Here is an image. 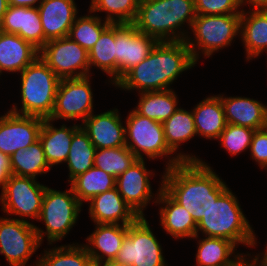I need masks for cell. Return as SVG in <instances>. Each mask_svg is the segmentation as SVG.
<instances>
[{"label": "cell", "mask_w": 267, "mask_h": 266, "mask_svg": "<svg viewBox=\"0 0 267 266\" xmlns=\"http://www.w3.org/2000/svg\"><path fill=\"white\" fill-rule=\"evenodd\" d=\"M161 179L162 188L192 215L196 223L206 215L213 200L228 189L205 161L182 162L165 169Z\"/></svg>", "instance_id": "cell-1"}, {"label": "cell", "mask_w": 267, "mask_h": 266, "mask_svg": "<svg viewBox=\"0 0 267 266\" xmlns=\"http://www.w3.org/2000/svg\"><path fill=\"white\" fill-rule=\"evenodd\" d=\"M197 64L186 41L158 42L150 54L131 68L114 86L125 91H162L184 71Z\"/></svg>", "instance_id": "cell-2"}, {"label": "cell", "mask_w": 267, "mask_h": 266, "mask_svg": "<svg viewBox=\"0 0 267 266\" xmlns=\"http://www.w3.org/2000/svg\"><path fill=\"white\" fill-rule=\"evenodd\" d=\"M195 17L194 0H140L133 25L158 42L185 41L189 31L181 27L191 29Z\"/></svg>", "instance_id": "cell-3"}, {"label": "cell", "mask_w": 267, "mask_h": 266, "mask_svg": "<svg viewBox=\"0 0 267 266\" xmlns=\"http://www.w3.org/2000/svg\"><path fill=\"white\" fill-rule=\"evenodd\" d=\"M249 223L237 197L228 188L217 200H213L206 215L197 223L193 239L199 238L201 232L203 236L228 239L236 246L255 247L256 235Z\"/></svg>", "instance_id": "cell-4"}, {"label": "cell", "mask_w": 267, "mask_h": 266, "mask_svg": "<svg viewBox=\"0 0 267 266\" xmlns=\"http://www.w3.org/2000/svg\"><path fill=\"white\" fill-rule=\"evenodd\" d=\"M126 147L137 157V159H148L169 157L166 168L169 169L182 162H202L195 155L185 153H174L169 149L164 138V127L161 122L141 116L134 109L125 119ZM169 155V156H168ZM170 156H172L170 158Z\"/></svg>", "instance_id": "cell-5"}, {"label": "cell", "mask_w": 267, "mask_h": 266, "mask_svg": "<svg viewBox=\"0 0 267 266\" xmlns=\"http://www.w3.org/2000/svg\"><path fill=\"white\" fill-rule=\"evenodd\" d=\"M21 104L9 110L20 115L36 116L43 119L51 117L60 78L38 56L20 72Z\"/></svg>", "instance_id": "cell-6"}, {"label": "cell", "mask_w": 267, "mask_h": 266, "mask_svg": "<svg viewBox=\"0 0 267 266\" xmlns=\"http://www.w3.org/2000/svg\"><path fill=\"white\" fill-rule=\"evenodd\" d=\"M240 23L241 14L196 15L191 27L194 39L189 35L185 40L195 62L201 54L210 57L229 47L240 36Z\"/></svg>", "instance_id": "cell-7"}, {"label": "cell", "mask_w": 267, "mask_h": 266, "mask_svg": "<svg viewBox=\"0 0 267 266\" xmlns=\"http://www.w3.org/2000/svg\"><path fill=\"white\" fill-rule=\"evenodd\" d=\"M82 204L78 201L72 187L65 191L46 186L38 220L43 221L46 231L35 225L38 240L42 244L47 236L48 244L61 241L69 234L78 220Z\"/></svg>", "instance_id": "cell-8"}, {"label": "cell", "mask_w": 267, "mask_h": 266, "mask_svg": "<svg viewBox=\"0 0 267 266\" xmlns=\"http://www.w3.org/2000/svg\"><path fill=\"white\" fill-rule=\"evenodd\" d=\"M162 246L145 216L128 225L127 235L114 261L124 266H167Z\"/></svg>", "instance_id": "cell-9"}, {"label": "cell", "mask_w": 267, "mask_h": 266, "mask_svg": "<svg viewBox=\"0 0 267 266\" xmlns=\"http://www.w3.org/2000/svg\"><path fill=\"white\" fill-rule=\"evenodd\" d=\"M36 180L13 174L9 176L0 195L2 210L7 216H19L18 219L24 221L27 218L38 220L46 186Z\"/></svg>", "instance_id": "cell-10"}, {"label": "cell", "mask_w": 267, "mask_h": 266, "mask_svg": "<svg viewBox=\"0 0 267 266\" xmlns=\"http://www.w3.org/2000/svg\"><path fill=\"white\" fill-rule=\"evenodd\" d=\"M39 56L60 79L92 75L88 51L69 37L47 41Z\"/></svg>", "instance_id": "cell-11"}, {"label": "cell", "mask_w": 267, "mask_h": 266, "mask_svg": "<svg viewBox=\"0 0 267 266\" xmlns=\"http://www.w3.org/2000/svg\"><path fill=\"white\" fill-rule=\"evenodd\" d=\"M40 246L34 224L15 217H0V254L10 266H26Z\"/></svg>", "instance_id": "cell-12"}, {"label": "cell", "mask_w": 267, "mask_h": 266, "mask_svg": "<svg viewBox=\"0 0 267 266\" xmlns=\"http://www.w3.org/2000/svg\"><path fill=\"white\" fill-rule=\"evenodd\" d=\"M90 78L91 76H86L60 80L50 120L81 119L83 122L94 112Z\"/></svg>", "instance_id": "cell-13"}, {"label": "cell", "mask_w": 267, "mask_h": 266, "mask_svg": "<svg viewBox=\"0 0 267 266\" xmlns=\"http://www.w3.org/2000/svg\"><path fill=\"white\" fill-rule=\"evenodd\" d=\"M116 83L144 60L158 41L143 34L133 24H115Z\"/></svg>", "instance_id": "cell-14"}, {"label": "cell", "mask_w": 267, "mask_h": 266, "mask_svg": "<svg viewBox=\"0 0 267 266\" xmlns=\"http://www.w3.org/2000/svg\"><path fill=\"white\" fill-rule=\"evenodd\" d=\"M43 118L8 111L0 116V152L11 156L39 139Z\"/></svg>", "instance_id": "cell-15"}, {"label": "cell", "mask_w": 267, "mask_h": 266, "mask_svg": "<svg viewBox=\"0 0 267 266\" xmlns=\"http://www.w3.org/2000/svg\"><path fill=\"white\" fill-rule=\"evenodd\" d=\"M145 163L144 159H137L116 178L118 192L138 216H145L144 209L152 197L155 198L149 179L154 173L145 167Z\"/></svg>", "instance_id": "cell-16"}, {"label": "cell", "mask_w": 267, "mask_h": 266, "mask_svg": "<svg viewBox=\"0 0 267 266\" xmlns=\"http://www.w3.org/2000/svg\"><path fill=\"white\" fill-rule=\"evenodd\" d=\"M119 110L114 108L100 114L91 113L81 125L96 149L126 146L125 126Z\"/></svg>", "instance_id": "cell-17"}, {"label": "cell", "mask_w": 267, "mask_h": 266, "mask_svg": "<svg viewBox=\"0 0 267 266\" xmlns=\"http://www.w3.org/2000/svg\"><path fill=\"white\" fill-rule=\"evenodd\" d=\"M47 41L68 37L78 9L74 0H43L37 7Z\"/></svg>", "instance_id": "cell-18"}, {"label": "cell", "mask_w": 267, "mask_h": 266, "mask_svg": "<svg viewBox=\"0 0 267 266\" xmlns=\"http://www.w3.org/2000/svg\"><path fill=\"white\" fill-rule=\"evenodd\" d=\"M160 185L153 203L162 205L159 208L161 226L175 239L194 238L197 223L192 215L162 188V181Z\"/></svg>", "instance_id": "cell-19"}, {"label": "cell", "mask_w": 267, "mask_h": 266, "mask_svg": "<svg viewBox=\"0 0 267 266\" xmlns=\"http://www.w3.org/2000/svg\"><path fill=\"white\" fill-rule=\"evenodd\" d=\"M0 31L17 34L38 50L44 46V31L37 7L9 5L0 24Z\"/></svg>", "instance_id": "cell-20"}, {"label": "cell", "mask_w": 267, "mask_h": 266, "mask_svg": "<svg viewBox=\"0 0 267 266\" xmlns=\"http://www.w3.org/2000/svg\"><path fill=\"white\" fill-rule=\"evenodd\" d=\"M88 202V213L95 224L129 225L139 217L124 201L116 187L92 197Z\"/></svg>", "instance_id": "cell-21"}, {"label": "cell", "mask_w": 267, "mask_h": 266, "mask_svg": "<svg viewBox=\"0 0 267 266\" xmlns=\"http://www.w3.org/2000/svg\"><path fill=\"white\" fill-rule=\"evenodd\" d=\"M221 98L227 123L258 130L266 127L267 106L247 97Z\"/></svg>", "instance_id": "cell-22"}, {"label": "cell", "mask_w": 267, "mask_h": 266, "mask_svg": "<svg viewBox=\"0 0 267 266\" xmlns=\"http://www.w3.org/2000/svg\"><path fill=\"white\" fill-rule=\"evenodd\" d=\"M128 225L95 224V230L84 244L92 261L114 260L127 235Z\"/></svg>", "instance_id": "cell-23"}, {"label": "cell", "mask_w": 267, "mask_h": 266, "mask_svg": "<svg viewBox=\"0 0 267 266\" xmlns=\"http://www.w3.org/2000/svg\"><path fill=\"white\" fill-rule=\"evenodd\" d=\"M39 56V50L17 34L0 31V75L21 72Z\"/></svg>", "instance_id": "cell-24"}, {"label": "cell", "mask_w": 267, "mask_h": 266, "mask_svg": "<svg viewBox=\"0 0 267 266\" xmlns=\"http://www.w3.org/2000/svg\"><path fill=\"white\" fill-rule=\"evenodd\" d=\"M52 122L50 119H44L39 133V140L50 167L66 162L73 134L81 127L78 124L71 127L63 124L57 128Z\"/></svg>", "instance_id": "cell-25"}, {"label": "cell", "mask_w": 267, "mask_h": 266, "mask_svg": "<svg viewBox=\"0 0 267 266\" xmlns=\"http://www.w3.org/2000/svg\"><path fill=\"white\" fill-rule=\"evenodd\" d=\"M239 37L245 48L246 61L267 53V10L242 9Z\"/></svg>", "instance_id": "cell-26"}, {"label": "cell", "mask_w": 267, "mask_h": 266, "mask_svg": "<svg viewBox=\"0 0 267 266\" xmlns=\"http://www.w3.org/2000/svg\"><path fill=\"white\" fill-rule=\"evenodd\" d=\"M197 243L196 266H236L251 255L236 253L237 246L225 238L205 236Z\"/></svg>", "instance_id": "cell-27"}, {"label": "cell", "mask_w": 267, "mask_h": 266, "mask_svg": "<svg viewBox=\"0 0 267 266\" xmlns=\"http://www.w3.org/2000/svg\"><path fill=\"white\" fill-rule=\"evenodd\" d=\"M197 136L217 140L226 128L224 107L218 95L200 101L192 110Z\"/></svg>", "instance_id": "cell-28"}, {"label": "cell", "mask_w": 267, "mask_h": 266, "mask_svg": "<svg viewBox=\"0 0 267 266\" xmlns=\"http://www.w3.org/2000/svg\"><path fill=\"white\" fill-rule=\"evenodd\" d=\"M135 111L163 123L178 109V95L173 89L141 92Z\"/></svg>", "instance_id": "cell-29"}, {"label": "cell", "mask_w": 267, "mask_h": 266, "mask_svg": "<svg viewBox=\"0 0 267 266\" xmlns=\"http://www.w3.org/2000/svg\"><path fill=\"white\" fill-rule=\"evenodd\" d=\"M52 168L46 161L42 143L38 139L26 149H18L10 156L11 174L37 178Z\"/></svg>", "instance_id": "cell-30"}, {"label": "cell", "mask_w": 267, "mask_h": 266, "mask_svg": "<svg viewBox=\"0 0 267 266\" xmlns=\"http://www.w3.org/2000/svg\"><path fill=\"white\" fill-rule=\"evenodd\" d=\"M70 185L78 201L88 202L92 197L116 187V178L95 166L75 177Z\"/></svg>", "instance_id": "cell-31"}, {"label": "cell", "mask_w": 267, "mask_h": 266, "mask_svg": "<svg viewBox=\"0 0 267 266\" xmlns=\"http://www.w3.org/2000/svg\"><path fill=\"white\" fill-rule=\"evenodd\" d=\"M116 41L115 24H111L88 51L90 69L97 67L110 76L112 85L116 84Z\"/></svg>", "instance_id": "cell-32"}, {"label": "cell", "mask_w": 267, "mask_h": 266, "mask_svg": "<svg viewBox=\"0 0 267 266\" xmlns=\"http://www.w3.org/2000/svg\"><path fill=\"white\" fill-rule=\"evenodd\" d=\"M95 150L88 134L80 127L73 134L69 155L65 162L69 170V183L94 166Z\"/></svg>", "instance_id": "cell-33"}, {"label": "cell", "mask_w": 267, "mask_h": 266, "mask_svg": "<svg viewBox=\"0 0 267 266\" xmlns=\"http://www.w3.org/2000/svg\"><path fill=\"white\" fill-rule=\"evenodd\" d=\"M164 138L169 149L175 154L180 144L189 141L197 136L194 116L192 111L184 110L181 107L163 123Z\"/></svg>", "instance_id": "cell-34"}, {"label": "cell", "mask_w": 267, "mask_h": 266, "mask_svg": "<svg viewBox=\"0 0 267 266\" xmlns=\"http://www.w3.org/2000/svg\"><path fill=\"white\" fill-rule=\"evenodd\" d=\"M38 258L36 266H91L92 259L84 244H68L59 247L54 246L44 250V254Z\"/></svg>", "instance_id": "cell-35"}, {"label": "cell", "mask_w": 267, "mask_h": 266, "mask_svg": "<svg viewBox=\"0 0 267 266\" xmlns=\"http://www.w3.org/2000/svg\"><path fill=\"white\" fill-rule=\"evenodd\" d=\"M89 14L77 16L68 34L71 40L77 42L86 51L95 45L101 34L112 24L102 20L98 14H92L91 10Z\"/></svg>", "instance_id": "cell-36"}, {"label": "cell", "mask_w": 267, "mask_h": 266, "mask_svg": "<svg viewBox=\"0 0 267 266\" xmlns=\"http://www.w3.org/2000/svg\"><path fill=\"white\" fill-rule=\"evenodd\" d=\"M140 0H91L92 13L105 12L104 20L112 24H133Z\"/></svg>", "instance_id": "cell-37"}, {"label": "cell", "mask_w": 267, "mask_h": 266, "mask_svg": "<svg viewBox=\"0 0 267 266\" xmlns=\"http://www.w3.org/2000/svg\"><path fill=\"white\" fill-rule=\"evenodd\" d=\"M136 160L137 157L126 146L96 149L94 166L117 178Z\"/></svg>", "instance_id": "cell-38"}, {"label": "cell", "mask_w": 267, "mask_h": 266, "mask_svg": "<svg viewBox=\"0 0 267 266\" xmlns=\"http://www.w3.org/2000/svg\"><path fill=\"white\" fill-rule=\"evenodd\" d=\"M254 132V129L227 123L217 140L234 156L249 149Z\"/></svg>", "instance_id": "cell-39"}, {"label": "cell", "mask_w": 267, "mask_h": 266, "mask_svg": "<svg viewBox=\"0 0 267 266\" xmlns=\"http://www.w3.org/2000/svg\"><path fill=\"white\" fill-rule=\"evenodd\" d=\"M194 6L196 15L242 13L240 0H194Z\"/></svg>", "instance_id": "cell-40"}, {"label": "cell", "mask_w": 267, "mask_h": 266, "mask_svg": "<svg viewBox=\"0 0 267 266\" xmlns=\"http://www.w3.org/2000/svg\"><path fill=\"white\" fill-rule=\"evenodd\" d=\"M249 151L258 166L267 170V127L255 130Z\"/></svg>", "instance_id": "cell-41"}, {"label": "cell", "mask_w": 267, "mask_h": 266, "mask_svg": "<svg viewBox=\"0 0 267 266\" xmlns=\"http://www.w3.org/2000/svg\"><path fill=\"white\" fill-rule=\"evenodd\" d=\"M10 175V157L0 152V187L2 188L1 192L3 191Z\"/></svg>", "instance_id": "cell-42"}, {"label": "cell", "mask_w": 267, "mask_h": 266, "mask_svg": "<svg viewBox=\"0 0 267 266\" xmlns=\"http://www.w3.org/2000/svg\"><path fill=\"white\" fill-rule=\"evenodd\" d=\"M247 3L249 7L252 6L251 10H267V0H240L242 7H244Z\"/></svg>", "instance_id": "cell-43"}, {"label": "cell", "mask_w": 267, "mask_h": 266, "mask_svg": "<svg viewBox=\"0 0 267 266\" xmlns=\"http://www.w3.org/2000/svg\"><path fill=\"white\" fill-rule=\"evenodd\" d=\"M42 1L43 0H9V5L16 7H38Z\"/></svg>", "instance_id": "cell-44"}, {"label": "cell", "mask_w": 267, "mask_h": 266, "mask_svg": "<svg viewBox=\"0 0 267 266\" xmlns=\"http://www.w3.org/2000/svg\"><path fill=\"white\" fill-rule=\"evenodd\" d=\"M264 250L265 251L263 253L257 254L253 258L252 262H253L254 266H267V245H266V249H264Z\"/></svg>", "instance_id": "cell-45"}, {"label": "cell", "mask_w": 267, "mask_h": 266, "mask_svg": "<svg viewBox=\"0 0 267 266\" xmlns=\"http://www.w3.org/2000/svg\"><path fill=\"white\" fill-rule=\"evenodd\" d=\"M91 266H124V265L114 260H102V261H92Z\"/></svg>", "instance_id": "cell-46"}, {"label": "cell", "mask_w": 267, "mask_h": 266, "mask_svg": "<svg viewBox=\"0 0 267 266\" xmlns=\"http://www.w3.org/2000/svg\"><path fill=\"white\" fill-rule=\"evenodd\" d=\"M9 6V0H0V24L3 21L4 14Z\"/></svg>", "instance_id": "cell-47"}, {"label": "cell", "mask_w": 267, "mask_h": 266, "mask_svg": "<svg viewBox=\"0 0 267 266\" xmlns=\"http://www.w3.org/2000/svg\"><path fill=\"white\" fill-rule=\"evenodd\" d=\"M236 266H249V258H244L238 265Z\"/></svg>", "instance_id": "cell-48"}, {"label": "cell", "mask_w": 267, "mask_h": 266, "mask_svg": "<svg viewBox=\"0 0 267 266\" xmlns=\"http://www.w3.org/2000/svg\"><path fill=\"white\" fill-rule=\"evenodd\" d=\"M249 266H254L252 259L250 260V258H249Z\"/></svg>", "instance_id": "cell-49"}]
</instances>
